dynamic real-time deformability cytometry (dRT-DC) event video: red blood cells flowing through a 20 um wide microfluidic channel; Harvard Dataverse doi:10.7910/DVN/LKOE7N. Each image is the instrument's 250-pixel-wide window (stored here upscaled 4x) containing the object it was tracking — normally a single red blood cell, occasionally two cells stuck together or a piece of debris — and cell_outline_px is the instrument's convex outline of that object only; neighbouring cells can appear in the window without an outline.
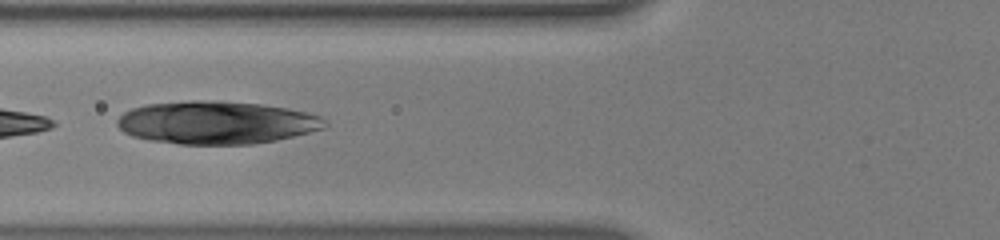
{"species": "human", "species_latin": "Homo sapiens", "temperature_condition": "warm", "stored_images_in_passage": 52, "camera_frame_rate_fps": 3000, "um_per_image_px": 0.085, "donor": {"sex": "male"}, "frame": {"image": 1, "passage_image": 21, "time_ms": 6.667, "image_size_px": [1000, 240], "cell_outline_px": [[328, 124], [324, 128], [276, 140], [252, 144], [180, 144], [148, 140], [132, 136], [124, 132], [116, 124], [116, 120], [124, 112], [132, 108], [144, 104], [192, 100], [216, 100], [260, 104], [288, 108], [320, 116], [328, 120]], "centroid_in_image_um": [18.37, 10.41], "position_along_channel_um": 107.4, "area_um2": 52.02}}